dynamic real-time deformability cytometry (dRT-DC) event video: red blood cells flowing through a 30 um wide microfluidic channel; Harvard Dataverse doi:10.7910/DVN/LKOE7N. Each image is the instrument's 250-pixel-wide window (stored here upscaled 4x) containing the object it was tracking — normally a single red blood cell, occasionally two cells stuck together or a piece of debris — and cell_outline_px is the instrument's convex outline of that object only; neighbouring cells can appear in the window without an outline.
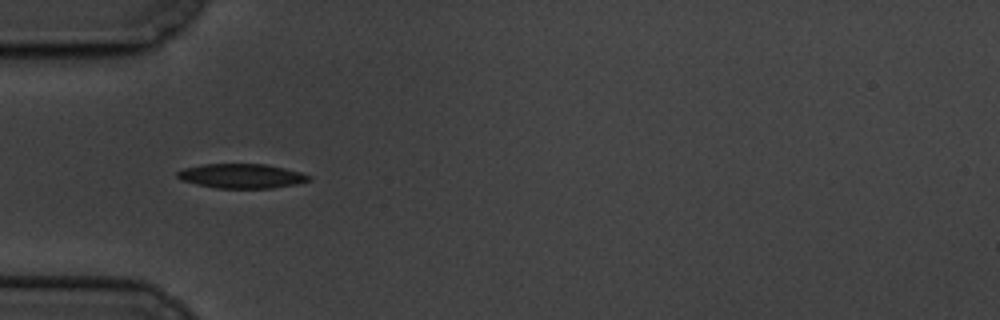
{"species": "common noctule bat (a hibernating species)", "species_latin": "Nyctalus noctula", "temperature_condition": "cold", "stored_images_in_passage": 6, "camera_frame_rate_fps": 3000, "um_per_image_px": 0.085, "animal": {"sex": "male", "body_mass_g": 19.5, "forearm_length_mm": 54.6}, "frame": {"image": 1, "passage_image": 6, "time_ms": 5.667, "image_size_px": [1000, 320], "cell_outline_px": [[312, 180], [296, 184], [272, 188], [216, 188], [196, 184], [180, 180], [176, 176], [176, 172], [184, 168], [204, 164], [264, 164], [284, 168], [300, 172], [312, 176]], "centroid_in_image_um": [20.53, 14.96], "position_along_channel_um": 64.5, "area_um2": 18.79}}